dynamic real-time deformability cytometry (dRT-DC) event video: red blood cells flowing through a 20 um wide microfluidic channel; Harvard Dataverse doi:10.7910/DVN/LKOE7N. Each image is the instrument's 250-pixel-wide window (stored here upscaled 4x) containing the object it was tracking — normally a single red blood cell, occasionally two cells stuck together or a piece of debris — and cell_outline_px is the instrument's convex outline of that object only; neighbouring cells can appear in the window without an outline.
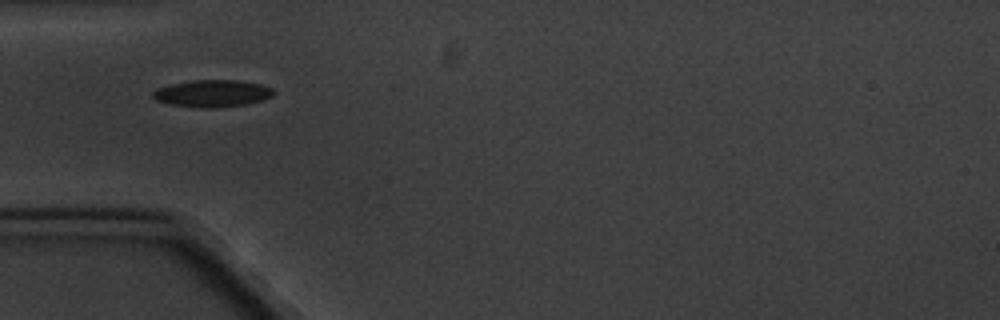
{"species": "common noctule bat (a hibernating species)", "species_latin": "Nyctalus noctula", "temperature_condition": "cold", "stored_images_in_passage": 5, "camera_frame_rate_fps": 3000, "um_per_image_px": 0.085, "animal": {"sex": "male", "body_mass_g": 20.1, "forearm_length_mm": 53.5}, "frame": {"image": 1, "passage_image": 1, "time_ms": 0.0, "image_size_px": [1000, 320], "cell_outline_px": [[276, 92], [272, 96], [260, 100], [244, 104], [212, 108], [200, 108], [168, 104], [156, 100], [152, 96], [152, 92], [156, 88], [172, 84], [192, 80], [236, 80], [260, 84], [272, 88]], "centroid_in_image_um": [18.01, 7.94], "position_along_channel_um": 67.0, "area_um2": 18.96}}